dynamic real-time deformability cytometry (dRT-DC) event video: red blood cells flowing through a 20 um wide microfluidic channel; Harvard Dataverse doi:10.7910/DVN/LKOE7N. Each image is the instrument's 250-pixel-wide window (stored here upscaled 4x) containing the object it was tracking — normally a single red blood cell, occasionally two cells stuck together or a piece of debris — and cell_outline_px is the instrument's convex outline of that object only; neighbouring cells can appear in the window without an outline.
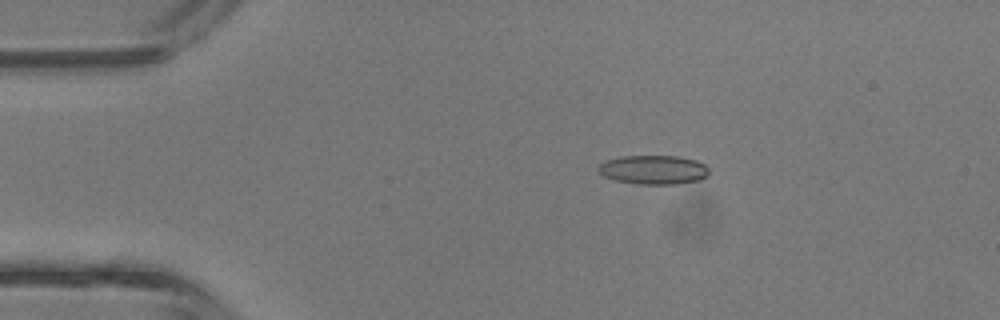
{"species": "common noctule bat (a hibernating species)", "species_latin": "Nyctalus noctula", "temperature_condition": "room temperature", "stored_images_in_passage": 13, "camera_frame_rate_fps": 3000, "um_per_image_px": 0.085, "animal": {"sex": "male", "body_mass_g": 13.3}, "frame": {"image": 1, "passage_image": 8, "time_ms": 2.333, "image_size_px": [1000, 320], "cell_outline_px": [[708, 176], [700, 180], [676, 184], [636, 184], [616, 180], [604, 176], [596, 168], [604, 160], [620, 156], [676, 156], [696, 160], [704, 164], [708, 168]], "centroid_in_image_um": [55.54, 14.43], "position_along_channel_um": 29.5, "area_um2": 18.84}}